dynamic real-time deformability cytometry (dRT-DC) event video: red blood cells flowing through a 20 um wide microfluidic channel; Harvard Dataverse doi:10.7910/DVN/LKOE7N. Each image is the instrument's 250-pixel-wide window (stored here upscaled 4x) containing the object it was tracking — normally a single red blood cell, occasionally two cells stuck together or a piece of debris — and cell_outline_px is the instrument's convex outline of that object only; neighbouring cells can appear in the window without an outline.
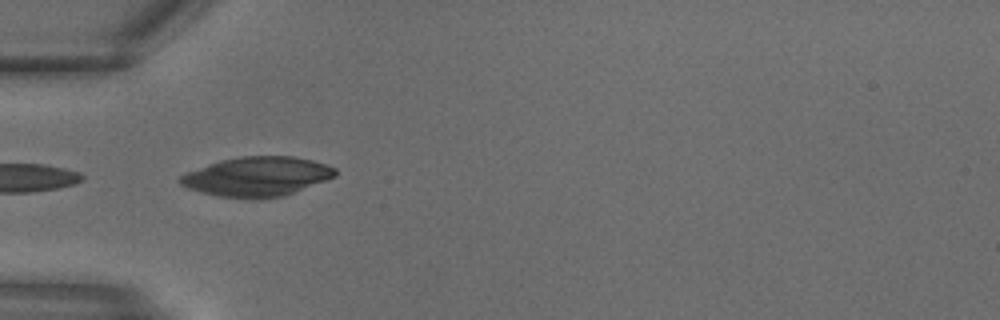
{"species": "common noctule bat (a hibernating species)", "species_latin": "Nyctalus noctula", "temperature_condition": "warm", "stored_images_in_passage": 14, "camera_frame_rate_fps": 3000, "um_per_image_px": 0.085, "animal": {"sex": "male", "body_mass_g": 18.8}, "frame": {"image": 1, "passage_image": 10, "time_ms": 3.0, "image_size_px": [1000, 320], "cell_outline_px": [[336, 176], [284, 196], [260, 200], [256, 200], [216, 196], [200, 192], [188, 188], [180, 184], [176, 180], [180, 176], [188, 172], [208, 164], [220, 160], [240, 156], [292, 156], [312, 160], [328, 164], [336, 168]], "centroid_in_image_um": [21.84, 15.02], "position_along_channel_um": 63.2, "area_um2": 36.01}}